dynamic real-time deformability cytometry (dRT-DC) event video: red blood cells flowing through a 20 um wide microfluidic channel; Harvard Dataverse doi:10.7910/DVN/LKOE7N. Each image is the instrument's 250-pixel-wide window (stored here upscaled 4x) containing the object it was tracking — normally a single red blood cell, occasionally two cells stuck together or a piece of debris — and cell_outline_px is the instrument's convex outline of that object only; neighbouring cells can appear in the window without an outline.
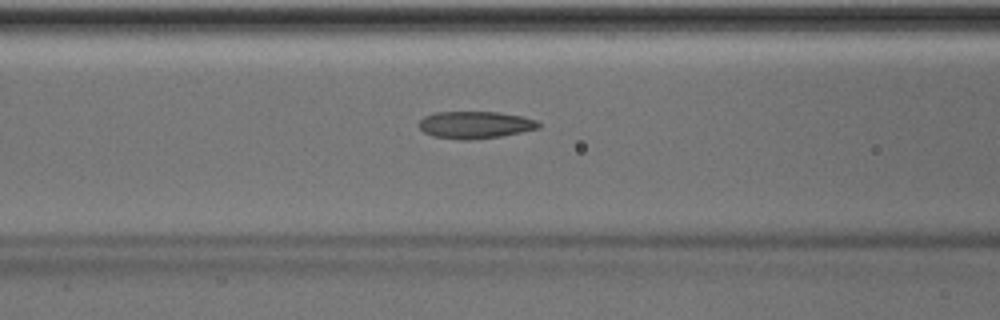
{"species": "Egyptian fruit bat (a non-hibernating species)", "species_latin": "Rousettus aegyptiacus", "temperature_condition": "room temperature", "stored_images_in_passage": 52, "segment_of_instrument_passage": [1, 2], "camera_frame_rate_fps": 3000, "um_per_image_px": 0.085, "animal": {"sex": "male"}, "frame": {"image": 1, "passage_image": 21, "time_ms": 6.667, "image_size_px": [1000, 320], "cell_outline_px": [[540, 128], [500, 136], [468, 140], [460, 140], [432, 136], [424, 132], [416, 124], [424, 116], [436, 112], [496, 112], [520, 116], [536, 120], [540, 124]], "centroid_in_image_um": [40.33, 10.61], "position_along_channel_um": 126.3, "area_um2": 18.9}}
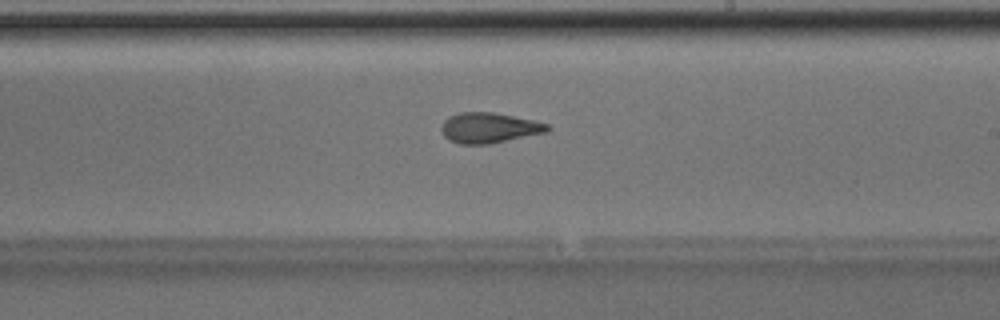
{"frame": {"image": 2, "passage_image": 30, "time_ms": 9.667, "image_size_px": [1000, 320], "cell_outline_px": [[552, 128], [548, 132], [488, 144], [456, 144], [448, 140], [440, 132], [440, 128], [444, 120], [448, 116], [460, 112], [492, 112], [532, 120], [548, 124]], "centroid_in_image_um": [41.53, 10.87], "position_along_channel_um": 247.5, "area_um2": 18.9}}
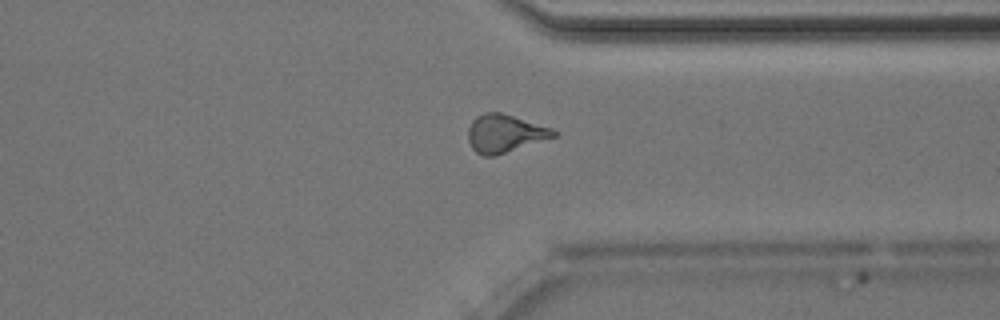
{"frame": {"image": 3, "passage_image": 39, "time_ms": 12.667, "image_size_px": [1000, 320], "cell_outline_px": [[560, 132], [556, 136], [492, 156], [484, 156], [476, 152], [472, 148], [468, 140], [468, 128], [472, 120], [476, 116], [484, 112], [500, 112], [552, 128]], "centroid_in_image_um": [42.89, 11.32], "position_along_channel_um": 368.5, "area_um2": 18.67}}